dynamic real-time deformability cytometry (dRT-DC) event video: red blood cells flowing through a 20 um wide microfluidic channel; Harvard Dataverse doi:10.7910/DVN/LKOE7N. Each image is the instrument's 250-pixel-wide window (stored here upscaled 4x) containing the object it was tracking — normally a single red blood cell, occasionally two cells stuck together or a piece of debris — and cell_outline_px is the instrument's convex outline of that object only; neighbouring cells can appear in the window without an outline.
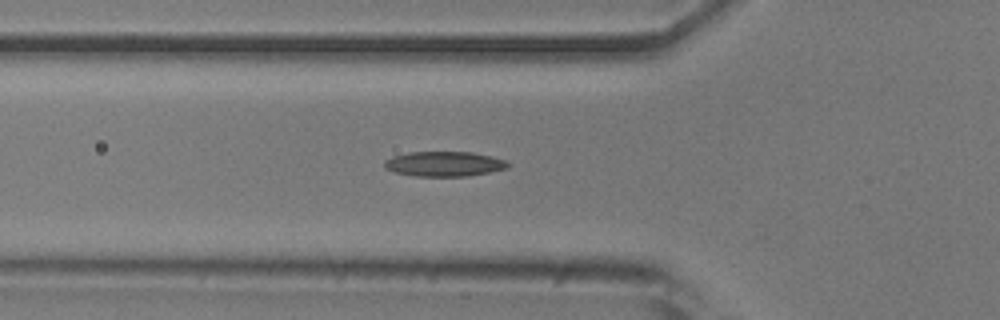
{"species": "common noctule bat (a hibernating species)", "species_latin": "Nyctalus noctula", "temperature_condition": "room temperature", "stored_images_in_passage": 20, "camera_frame_rate_fps": 3000, "um_per_image_px": 0.085, "animal": {"sex": "male", "body_mass_g": 20.5, "forearm_length_mm": 52.5}, "frame": {"image": 1, "passage_image": 17, "time_ms": 5.333, "image_size_px": [1000, 320], "cell_outline_px": [[508, 168], [468, 176], [416, 176], [396, 172], [384, 168], [384, 160], [392, 156], [408, 152], [472, 152], [492, 156], [508, 160]], "centroid_in_image_um": [37.76, 13.92], "position_along_channel_um": 88.0, "area_um2": 17.98}}
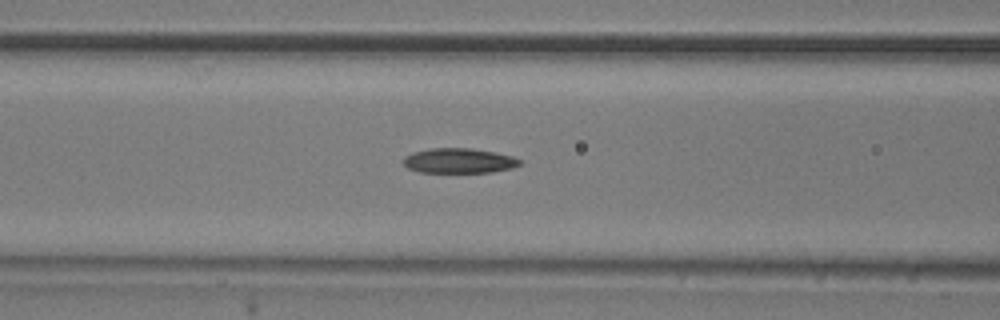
{"frame": {"image": 2, "passage_image": 20, "time_ms": 6.333, "image_size_px": [1000, 320], "cell_outline_px": [[520, 164], [512, 168], [492, 172], [420, 172], [408, 168], [404, 164], [404, 156], [412, 152], [428, 148], [472, 148], [496, 152], [512, 156], [520, 160]], "centroid_in_image_um": [39.0, 13.65], "position_along_channel_um": 127.6, "area_um2": 16.94}}